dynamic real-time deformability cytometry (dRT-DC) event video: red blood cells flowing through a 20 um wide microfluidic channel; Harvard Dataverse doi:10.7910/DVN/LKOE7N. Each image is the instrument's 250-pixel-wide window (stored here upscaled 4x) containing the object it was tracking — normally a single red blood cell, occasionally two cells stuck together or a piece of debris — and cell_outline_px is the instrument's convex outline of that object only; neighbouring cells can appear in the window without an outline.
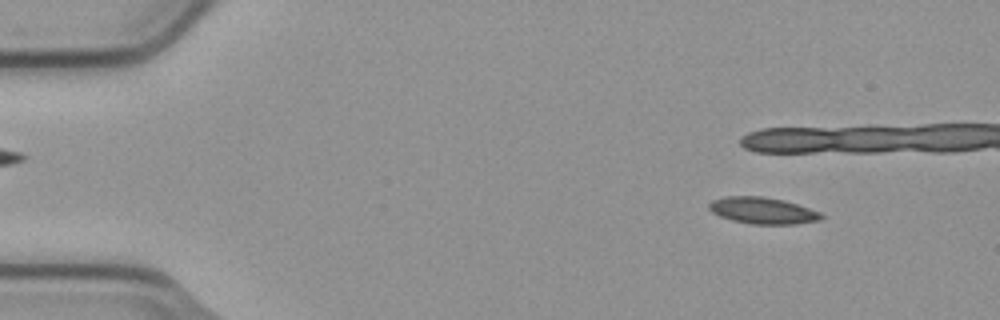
{"species": "common noctule bat (a hibernating species)", "species_latin": "Nyctalus noctula", "temperature_condition": "cold", "stored_images_in_passage": 7, "camera_frame_rate_fps": 3000, "um_per_image_px": 0.085, "animal": {"sex": "male", "body_mass_g": 23.1, "forearm_length_mm": 52.7}, "frame": {"image": 1, "passage_image": 2, "time_ms": 0.333, "image_size_px": [1000, 320], "cell_outline_px": [[824, 216], [820, 220], [796, 224], [752, 224], [732, 220], [720, 216], [712, 212], [708, 208], [708, 204], [712, 200], [728, 196], [760, 196], [784, 200], [820, 212]], "centroid_in_image_um": [64.82, 17.9], "position_along_channel_um": 20.2, "area_um2": 17.28}}